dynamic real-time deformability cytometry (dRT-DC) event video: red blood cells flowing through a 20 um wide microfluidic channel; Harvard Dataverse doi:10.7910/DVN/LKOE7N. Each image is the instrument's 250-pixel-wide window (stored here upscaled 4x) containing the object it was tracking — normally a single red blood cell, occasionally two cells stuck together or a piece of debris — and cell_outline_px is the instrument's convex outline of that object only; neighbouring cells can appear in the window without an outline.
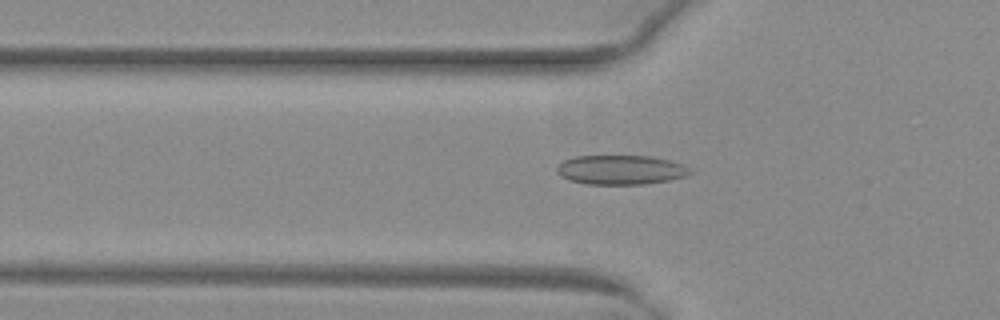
{"species": "common noctule bat (a hibernating species)", "species_latin": "Nyctalus noctula", "temperature_condition": "warm", "stored_images_in_passage": 29, "camera_frame_rate_fps": 3000, "um_per_image_px": 0.085, "animal": {"sex": "female", "body_mass_g": 29.2, "forearm_length_mm": 56.3}, "frame": {"image": 1, "passage_image": 12, "time_ms": 3.667, "image_size_px": [1000, 320], "cell_outline_px": [[696, 172], [684, 176], [668, 180], [644, 184], [584, 184], [568, 180], [560, 176], [556, 172], [556, 168], [564, 160], [576, 156], [652, 156], [668, 160], [680, 164]], "centroid_in_image_um": [52.73, 14.44], "position_along_channel_um": 73.1, "area_um2": 22.77}}
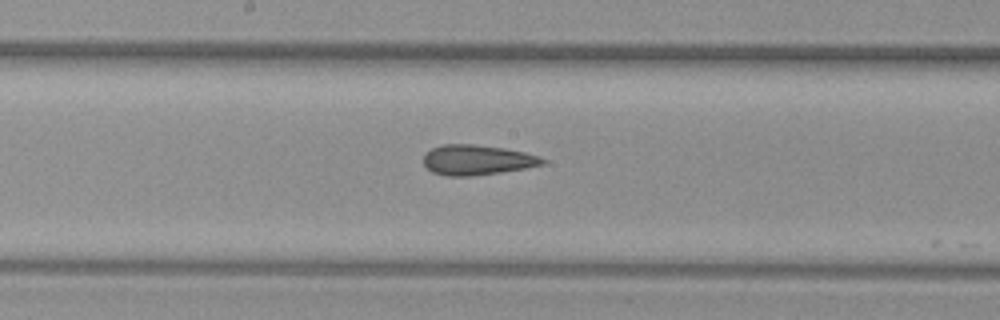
{"frame": {"image": 2, "passage_image": 22, "time_ms": 7.0, "image_size_px": [1000, 320], "cell_outline_px": [[548, 160], [544, 164], [524, 168], [500, 172], [472, 176], [448, 176], [432, 172], [424, 164], [424, 156], [432, 148], [444, 144], [472, 144], [504, 148], [524, 152], [540, 156]], "centroid_in_image_um": [40.57, 13.59], "position_along_channel_um": 207.6, "area_um2": 20.75}}
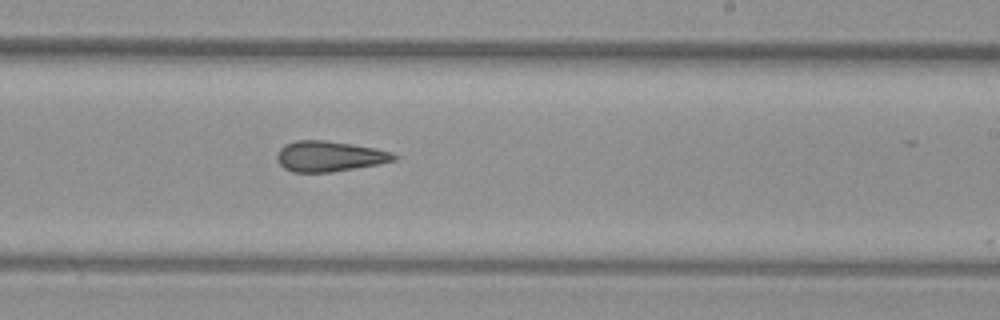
{"frame": {"image": 3, "passage_image": 26, "time_ms": 8.333, "image_size_px": [1000, 320], "cell_outline_px": [[400, 156], [396, 160], [380, 164], [332, 172], [292, 172], [284, 168], [276, 160], [276, 156], [280, 148], [284, 144], [296, 140], [324, 140], [352, 144], [376, 148], [392, 152]], "centroid_in_image_um": [28.01, 13.28], "position_along_channel_um": 261.0, "area_um2": 21.04}}